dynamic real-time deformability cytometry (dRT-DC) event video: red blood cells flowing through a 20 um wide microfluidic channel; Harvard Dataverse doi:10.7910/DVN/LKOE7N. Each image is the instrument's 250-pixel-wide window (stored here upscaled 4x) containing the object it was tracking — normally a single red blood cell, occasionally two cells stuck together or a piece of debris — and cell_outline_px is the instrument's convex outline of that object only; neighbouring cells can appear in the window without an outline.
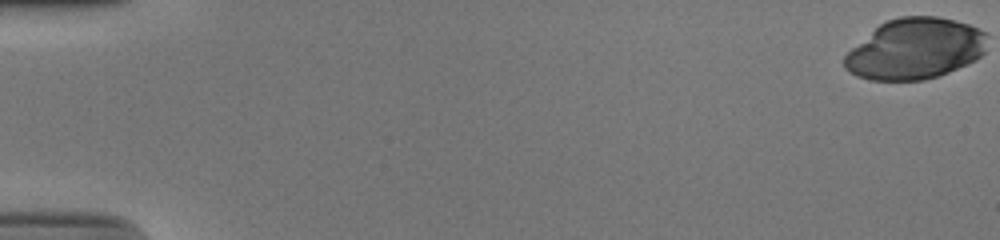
{"species": "human", "species_latin": "Homo sapiens", "temperature_condition": "cold", "stored_images_in_passage": 17, "camera_frame_rate_fps": 3000, "um_per_image_px": 0.085, "donor": {"sex": "male"}, "frame": {"image": 1, "passage_image": 1, "time_ms": 0.0, "image_size_px": [1000, 240], "cell_outline_px": [[984, 52], [980, 56], [948, 72], [924, 80], [868, 80], [856, 76], [844, 64], [844, 56], [852, 48], [880, 24], [888, 20], [900, 16], [936, 16], [968, 24], [984, 32]], "centroid_in_image_um": [77.75, 4.15], "position_along_channel_um": 7.3, "area_um2": 49.59}}
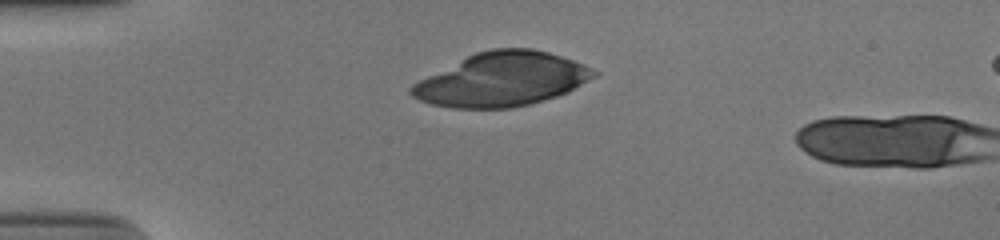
{"frame": {"image": 2, "passage_image": 15, "time_ms": 4.667, "image_size_px": [1000, 240], "cell_outline_px": [[596, 76], [568, 92], [532, 104], [512, 108], [452, 108], [432, 104], [420, 100], [412, 96], [408, 92], [408, 88], [412, 84], [476, 52], [492, 48], [532, 48], [548, 52], [572, 60], [596, 72]], "centroid_in_image_um": [42.64, 6.76], "position_along_channel_um": 42.4, "area_um2": 56.64}}